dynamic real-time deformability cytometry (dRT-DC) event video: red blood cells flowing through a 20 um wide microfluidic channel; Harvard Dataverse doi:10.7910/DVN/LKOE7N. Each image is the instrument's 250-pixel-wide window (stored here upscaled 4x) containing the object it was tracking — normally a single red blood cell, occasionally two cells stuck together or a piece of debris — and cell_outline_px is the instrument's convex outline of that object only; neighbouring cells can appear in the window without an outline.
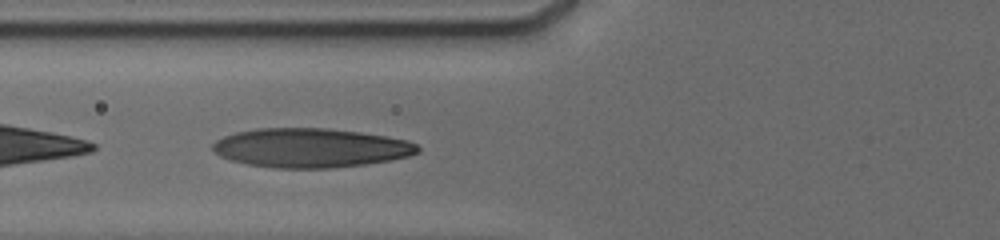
{"species": "human", "species_latin": "Homo sapiens", "temperature_condition": "cold", "stored_images_in_passage": 14, "camera_frame_rate_fps": 3000, "um_per_image_px": 0.085, "donor": {"sex": "male"}, "frame": {"image": 1, "passage_image": 4, "time_ms": 1.0, "image_size_px": [1000, 240], "cell_outline_px": [[420, 152], [408, 156], [392, 160], [364, 164], [332, 168], [272, 168], [248, 164], [228, 160], [212, 152], [212, 144], [216, 140], [224, 136], [236, 132], [256, 128], [324, 128], [360, 132], [408, 140], [416, 144], [420, 148]], "centroid_in_image_um": [26.37, 12.57], "position_along_channel_um": 99.4, "area_um2": 47.05}}
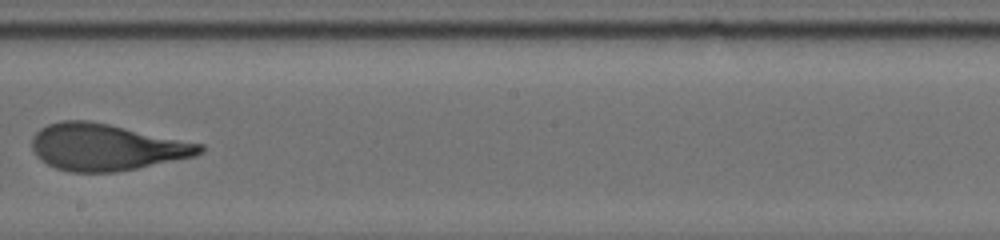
{"frame": {"image": 2, "passage_image": 12, "time_ms": 4.667, "image_size_px": [1000, 240], "cell_outline_px": [[204, 152], [196, 156], [116, 172], [72, 172], [56, 168], [40, 160], [36, 156], [32, 148], [32, 136], [40, 128], [48, 124], [60, 120], [88, 120], [108, 124], [204, 144]], "centroid_in_image_um": [9.02, 12.5], "position_along_channel_um": 239.2, "area_um2": 45.6}}
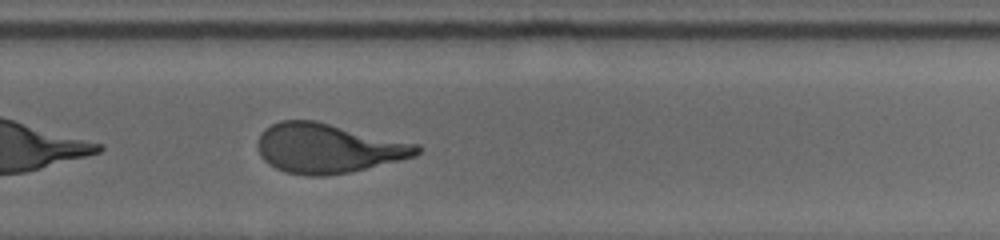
{"frame": {"image": 3, "passage_image": 14, "time_ms": 6.333, "image_size_px": [1000, 240], "cell_outline_px": [[420, 152], [416, 156], [348, 172], [324, 176], [304, 176], [284, 172], [268, 164], [260, 156], [256, 144], [256, 140], [260, 132], [264, 128], [280, 120], [316, 120], [420, 144]], "centroid_in_image_um": [27.83, 12.59], "position_along_channel_um": 302.0, "area_um2": 46.36}}